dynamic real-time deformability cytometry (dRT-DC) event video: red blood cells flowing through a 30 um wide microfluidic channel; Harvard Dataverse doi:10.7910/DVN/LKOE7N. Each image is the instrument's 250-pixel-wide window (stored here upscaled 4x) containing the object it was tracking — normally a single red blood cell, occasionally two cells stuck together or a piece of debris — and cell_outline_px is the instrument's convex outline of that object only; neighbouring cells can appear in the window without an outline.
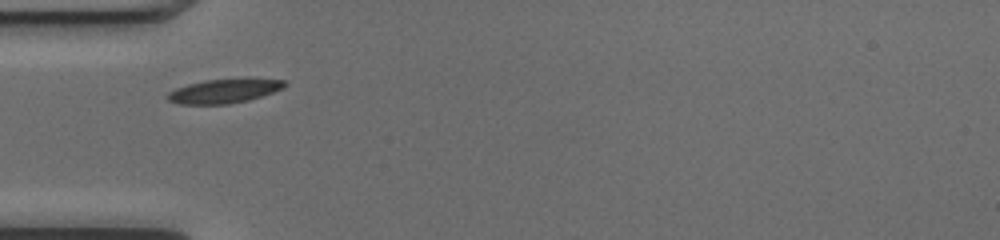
{"species": "common noctule bat (a hibernating species)", "species_latin": "Nyctalus noctula", "temperature_condition": "cold", "stored_images_in_passage": 36, "camera_frame_rate_fps": 3000, "um_per_image_px": 0.085, "animal": {"sex": "female", "body_mass_g": 17.0, "forearm_length_mm": 48.0}, "frame": {"image": 1, "passage_image": 1, "time_ms": 0.0, "image_size_px": [1000, 240], "cell_outline_px": [[288, 84], [284, 88], [248, 100], [228, 104], [180, 104], [168, 100], [164, 96], [168, 92], [176, 88], [188, 84], [204, 80], [248, 76], [288, 80]], "centroid_in_image_um": [19.12, 7.68], "position_along_channel_um": 65.9, "area_um2": 17.22}}
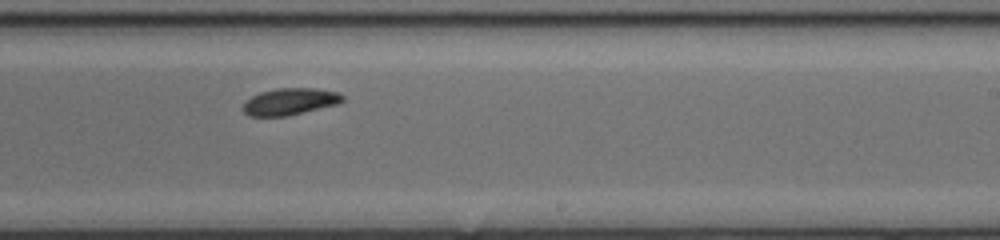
{"frame": {"image": 2, "passage_image": 16, "time_ms": 5.0, "image_size_px": [1000, 240], "cell_outline_px": [[344, 100], [336, 104], [284, 116], [248, 116], [244, 112], [244, 104], [252, 96], [260, 92], [276, 88], [316, 88], [336, 92], [344, 96]], "centroid_in_image_um": [24.63, 8.62], "position_along_channel_um": 264.4, "area_um2": 15.2}}
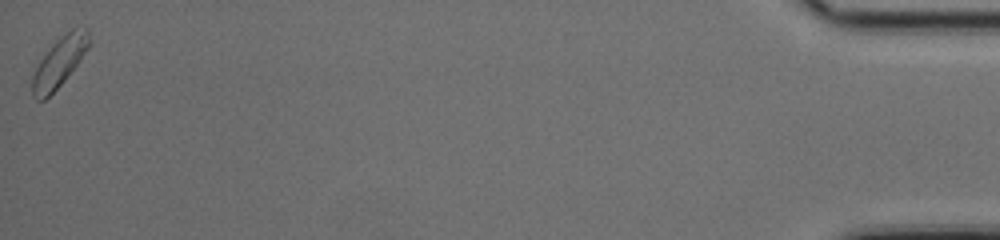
{"frame": {"image": 3, "passage_image": 36, "time_ms": 11.667, "image_size_px": [1000, 240], "cell_outline_px": [[88, 48], [80, 60], [64, 80], [44, 100], [36, 100], [32, 96], [32, 76], [40, 60], [52, 44], [56, 40], [72, 28], [88, 28]], "centroid_in_image_um": [5.02, 5.28], "position_along_channel_um": 430.2, "area_um2": 16.01}, "authors_computed_cell_mechanics": {"area_um2": 15.895, "velocity_mm_per_s": 3.9923, "shape_relaxation_time_tau1_ms": 4.0739, "shape_relaxation_time_tau2_ms": null, "deformation_change_tau1": 0.0909, "deformation_change_tau2": null}}